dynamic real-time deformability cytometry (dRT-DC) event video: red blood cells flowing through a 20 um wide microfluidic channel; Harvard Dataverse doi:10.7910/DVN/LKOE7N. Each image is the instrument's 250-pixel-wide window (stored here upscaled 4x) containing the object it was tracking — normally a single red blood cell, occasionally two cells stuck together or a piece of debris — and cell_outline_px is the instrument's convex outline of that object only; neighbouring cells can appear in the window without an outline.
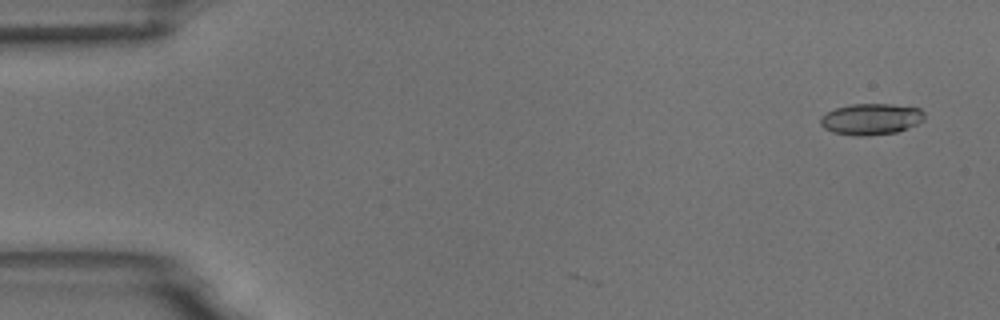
{"species": "common noctule bat (a hibernating species)", "species_latin": "Nyctalus noctula", "temperature_condition": "room temperature", "stored_images_in_passage": 5, "segment_of_instrument_passage": [1, 2], "camera_frame_rate_fps": 3000, "um_per_image_px": 0.085, "animal": {"sex": "male", "body_mass_g": 18.8}, "frame": {"image": 1, "passage_image": 1, "time_ms": 0.0, "image_size_px": [1000, 320], "cell_outline_px": [[924, 120], [916, 124], [896, 132], [868, 136], [856, 136], [832, 132], [824, 128], [820, 124], [820, 116], [836, 108], [852, 104], [892, 104], [920, 108], [924, 112]], "centroid_in_image_um": [74.03, 10.12], "position_along_channel_um": 11.0, "area_um2": 18.96}}